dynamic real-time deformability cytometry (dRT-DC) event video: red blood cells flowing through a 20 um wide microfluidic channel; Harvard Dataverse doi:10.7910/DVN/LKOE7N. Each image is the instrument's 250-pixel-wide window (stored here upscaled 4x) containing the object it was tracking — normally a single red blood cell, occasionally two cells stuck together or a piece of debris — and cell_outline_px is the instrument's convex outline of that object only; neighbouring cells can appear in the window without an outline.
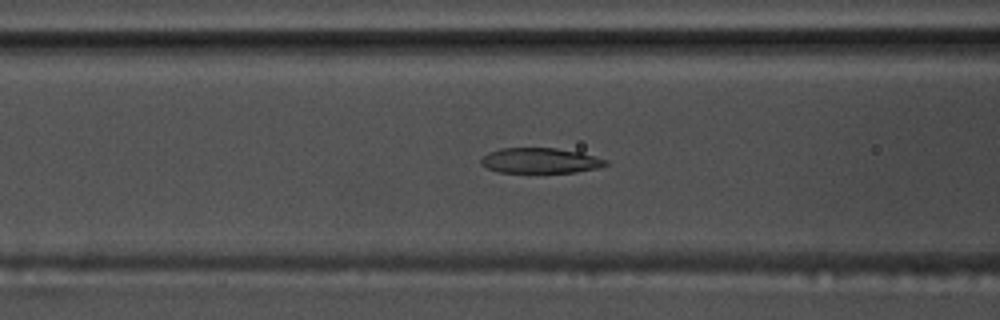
{"species": "common noctule bat (a hibernating species)", "species_latin": "Nyctalus noctula", "temperature_condition": "warm", "stored_images_in_passage": 33, "camera_frame_rate_fps": 3000, "um_per_image_px": 0.085, "animal": {"sex": "male", "body_mass_g": 17.5, "forearm_length_mm": 52.3}, "frame": {"image": 1, "passage_image": 6, "time_ms": 1.667, "image_size_px": [1000, 320], "cell_outline_px": [[608, 164], [596, 168], [576, 172], [496, 172], [480, 164], [480, 160], [488, 152], [500, 148], [556, 148], [580, 152], [608, 160]], "centroid_in_image_um": [45.9, 13.64], "position_along_channel_um": 120.7, "area_um2": 18.32}}
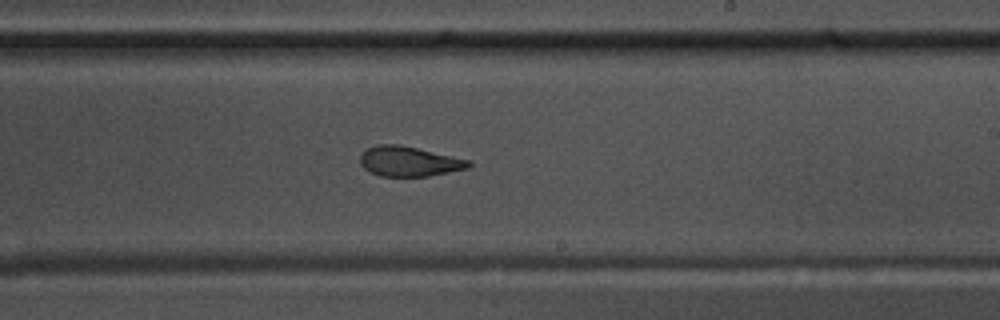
{"frame": {"image": 2, "passage_image": 17, "time_ms": 5.333, "image_size_px": [1000, 320], "cell_outline_px": [[472, 164], [468, 168], [428, 176], [380, 176], [364, 168], [360, 164], [360, 156], [368, 148], [376, 144], [400, 144], [472, 160]], "centroid_in_image_um": [34.79, 13.71], "position_along_channel_um": 254.2, "area_um2": 18.96}}
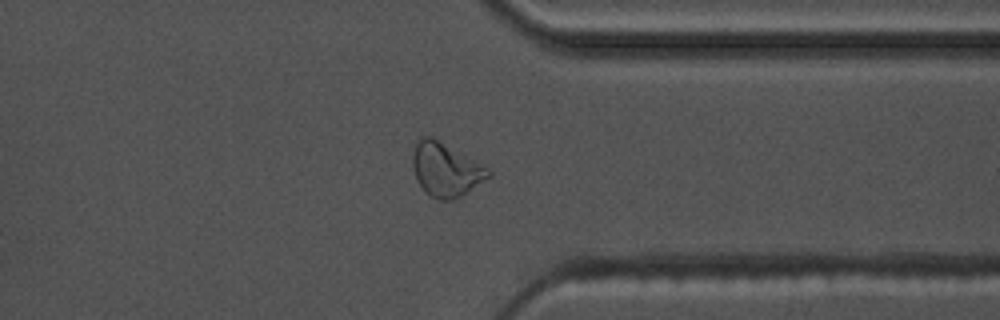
{"frame": {"image": 3, "passage_image": 27, "time_ms": 8.667, "image_size_px": [1000, 320], "cell_outline_px": [[492, 176], [456, 200], [440, 200], [432, 196], [416, 180], [412, 164], [412, 156], [416, 140], [420, 136], [432, 136], [488, 168], [492, 172]], "centroid_in_image_um": [37.89, 14.41], "position_along_channel_um": 373.5, "area_um2": 23.7}}